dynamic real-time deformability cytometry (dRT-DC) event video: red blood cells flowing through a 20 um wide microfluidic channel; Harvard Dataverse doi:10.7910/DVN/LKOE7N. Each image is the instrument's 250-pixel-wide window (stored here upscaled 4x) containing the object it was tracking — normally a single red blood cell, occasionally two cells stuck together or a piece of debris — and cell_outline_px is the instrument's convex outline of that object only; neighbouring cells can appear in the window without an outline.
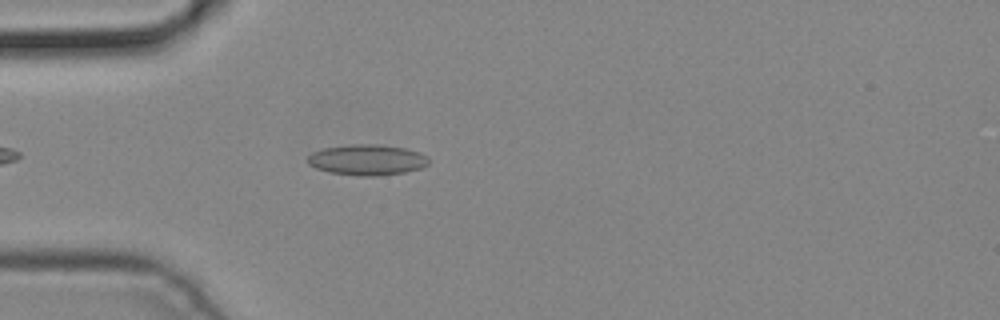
{"species": "common noctule bat (a hibernating species)", "species_latin": "Nyctalus noctula", "temperature_condition": "cold", "stored_images_in_passage": 2, "camera_frame_rate_fps": 3000, "um_per_image_px": 0.085, "animal": {"sex": "male", "body_mass_g": 19.2, "forearm_length_mm": 51.8}, "frame": {"image": 1, "passage_image": 2, "time_ms": 0.333, "image_size_px": [1000, 320], "cell_outline_px": [[428, 164], [420, 168], [404, 172], [376, 176], [364, 176], [328, 172], [316, 168], [308, 164], [308, 156], [312, 152], [324, 148], [352, 144], [376, 144], [404, 148], [420, 152], [428, 156]], "centroid_in_image_um": [31.2, 13.58], "position_along_channel_um": 53.8, "area_um2": 21.56}}